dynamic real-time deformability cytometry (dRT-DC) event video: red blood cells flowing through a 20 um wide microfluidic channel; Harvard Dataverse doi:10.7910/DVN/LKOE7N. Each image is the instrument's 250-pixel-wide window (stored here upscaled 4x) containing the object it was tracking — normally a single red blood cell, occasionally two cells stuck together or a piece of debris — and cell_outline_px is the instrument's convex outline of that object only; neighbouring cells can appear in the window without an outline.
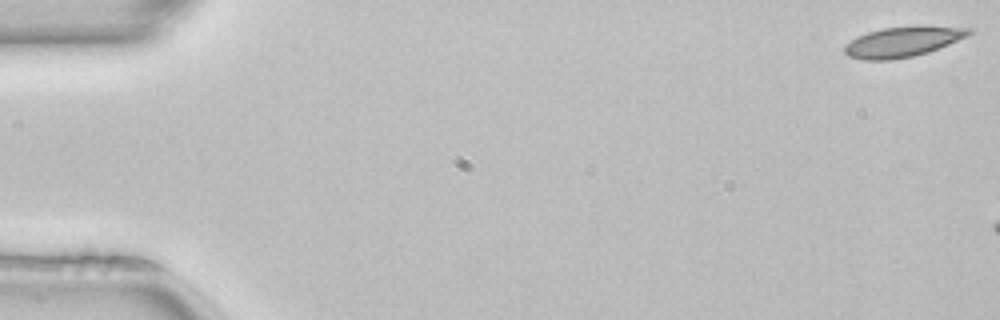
{"species": "common noctule bat (a hibernating species)", "species_latin": "Nyctalus noctula", "temperature_condition": "room temperature", "stored_images_in_passage": 8, "camera_frame_rate_fps": 3000, "um_per_image_px": 0.085, "animal": {"sex": "female", "body_mass_g": 22.7, "forearm_length_mm": 54.2}, "frame": {"image": 1, "passage_image": 1, "time_ms": 0.0, "image_size_px": [1000, 320], "cell_outline_px": [[976, 28], [968, 36], [928, 52], [912, 56], [892, 60], [864, 60], [848, 56], [844, 52], [844, 44], [856, 36], [868, 32], [884, 28]], "centroid_in_image_um": [76.64, 3.6], "position_along_channel_um": 8.4, "area_um2": 21.1}}